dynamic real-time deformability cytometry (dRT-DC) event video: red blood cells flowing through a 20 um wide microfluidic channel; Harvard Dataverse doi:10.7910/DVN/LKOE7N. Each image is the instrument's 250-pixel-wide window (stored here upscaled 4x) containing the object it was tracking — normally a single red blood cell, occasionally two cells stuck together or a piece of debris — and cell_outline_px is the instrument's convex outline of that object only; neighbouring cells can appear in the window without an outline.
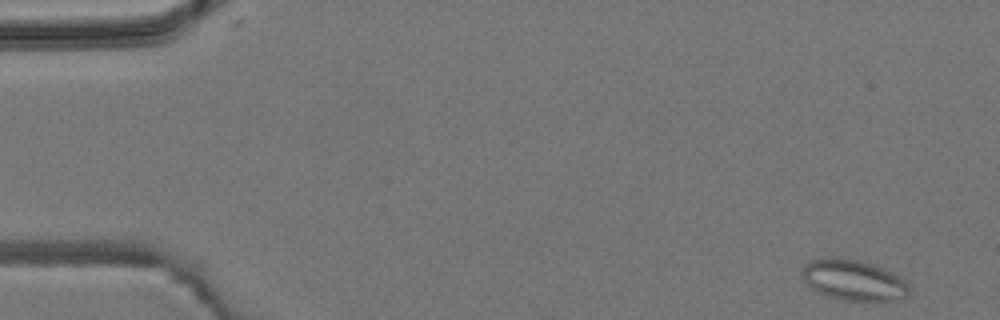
{"species": "common noctule bat (a hibernating species)", "species_latin": "Nyctalus noctula", "temperature_condition": "room temperature", "stored_images_in_passage": 5, "camera_frame_rate_fps": 3000, "um_per_image_px": 0.085, "animal": {"sex": "male", "body_mass_g": 19.2, "forearm_length_mm": 51.8}, "frame": {"image": 1, "passage_image": 1, "time_ms": 0.0, "image_size_px": [1000, 320], "cell_outline_px": [[908, 296], [892, 300], [844, 300], [828, 296], [816, 292], [804, 280], [800, 272], [800, 268], [808, 260], [824, 256], [832, 256], [856, 260], [872, 264], [884, 268], [904, 280], [908, 284]], "centroid_in_image_um": [72.46, 23.78], "position_along_channel_um": 12.5, "area_um2": 25.49}}